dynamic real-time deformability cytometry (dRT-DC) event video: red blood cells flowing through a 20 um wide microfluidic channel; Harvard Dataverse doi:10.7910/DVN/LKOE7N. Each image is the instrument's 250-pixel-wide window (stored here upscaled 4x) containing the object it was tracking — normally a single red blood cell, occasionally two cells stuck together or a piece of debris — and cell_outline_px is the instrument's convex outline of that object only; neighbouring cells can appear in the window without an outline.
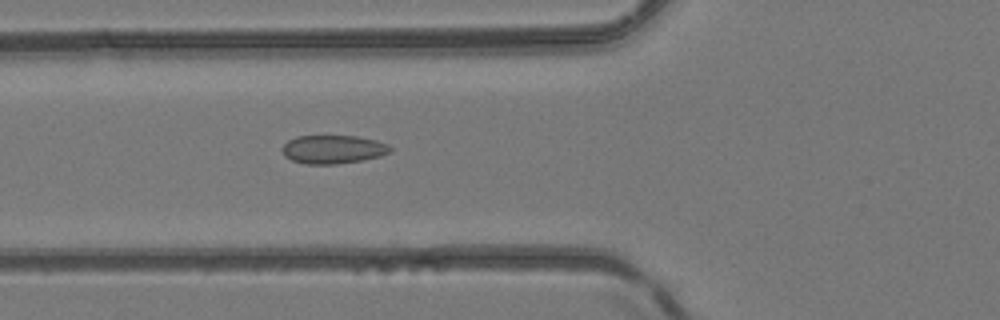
{"species": "common noctule bat (a hibernating species)", "species_latin": "Nyctalus noctula", "temperature_condition": "room temperature", "stored_images_in_passage": 5, "camera_frame_rate_fps": 3000, "um_per_image_px": 0.085, "animal": {"sex": "female", "body_mass_g": 24.6, "forearm_length_mm": 56.2}, "frame": {"image": 1, "passage_image": 5, "time_ms": 4.667, "image_size_px": [1000, 320], "cell_outline_px": [[392, 152], [380, 156], [360, 160], [336, 164], [304, 164], [292, 160], [284, 156], [280, 148], [288, 140], [296, 136], [356, 136], [376, 140], [388, 144], [392, 148]], "centroid_in_image_um": [28.29, 12.69], "position_along_channel_um": 97.5, "area_um2": 18.03}}